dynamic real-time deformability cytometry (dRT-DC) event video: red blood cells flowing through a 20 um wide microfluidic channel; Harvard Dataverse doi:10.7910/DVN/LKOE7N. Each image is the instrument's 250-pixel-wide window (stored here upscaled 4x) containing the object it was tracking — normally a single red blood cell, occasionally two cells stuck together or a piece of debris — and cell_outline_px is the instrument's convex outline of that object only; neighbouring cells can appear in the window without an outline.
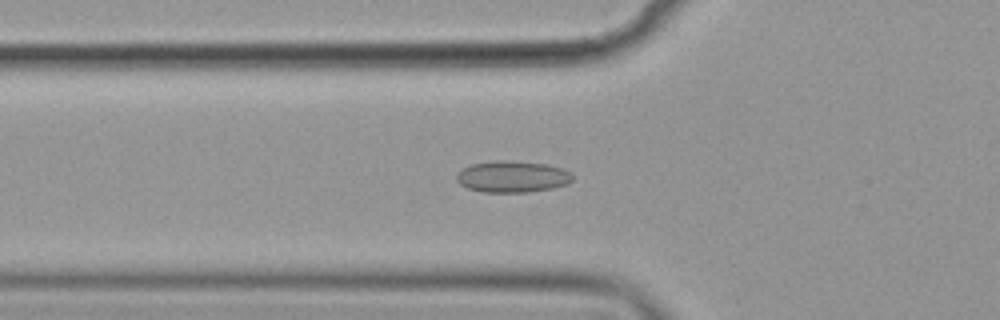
{"species": "common noctule bat (a hibernating species)", "species_latin": "Nyctalus noctula", "temperature_condition": "cold", "stored_images_in_passage": 46, "camera_frame_rate_fps": 3000, "um_per_image_px": 0.085, "animal": {"sex": "female", "body_mass_g": 19.9}, "frame": {"image": 1, "passage_image": 10, "time_ms": 3.0, "image_size_px": [1000, 320], "cell_outline_px": [[572, 180], [568, 184], [552, 188], [528, 192], [480, 192], [468, 188], [460, 184], [456, 180], [456, 172], [472, 164], [496, 160], [504, 160], [548, 164], [564, 168], [572, 172]], "centroid_in_image_um": [43.56, 15.01], "position_along_channel_um": 82.2, "area_um2": 21.5}}
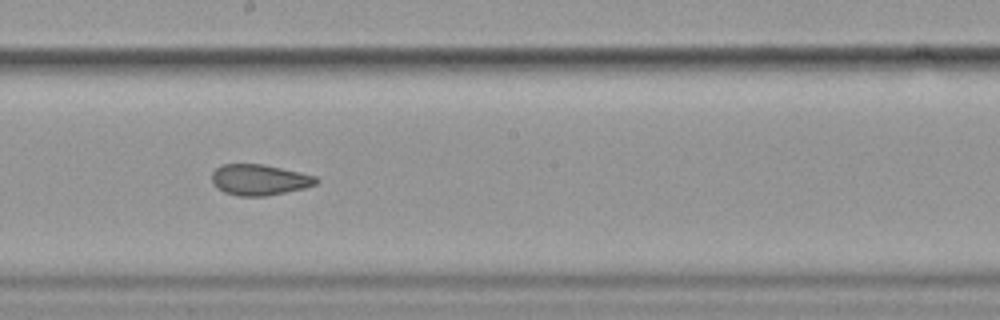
{"frame": {"image": 2, "passage_image": 22, "time_ms": 7.0, "image_size_px": [1000, 320], "cell_outline_px": [[320, 180], [316, 184], [304, 188], [264, 196], [236, 196], [224, 192], [216, 188], [212, 184], [212, 172], [216, 168], [224, 164], [264, 164], [300, 172], [316, 176]], "centroid_in_image_um": [22.03, 15.28], "position_along_channel_um": 226.2, "area_um2": 18.84}}
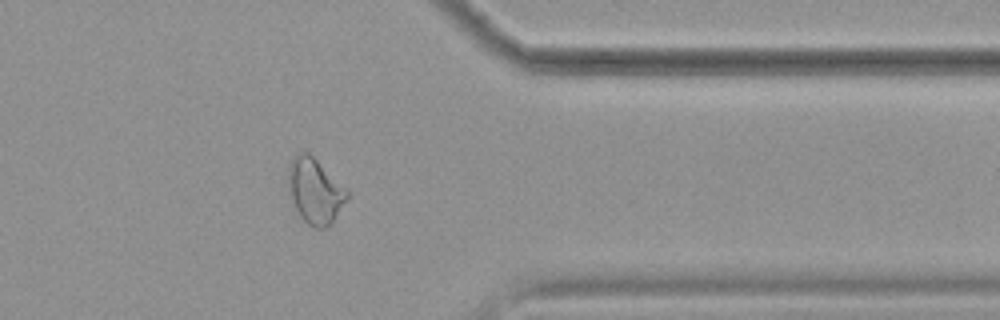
{"frame": {"image": 3, "passage_image": 36, "time_ms": 11.667, "image_size_px": [1000, 320], "cell_outline_px": [[348, 196], [332, 224], [324, 228], [316, 228], [308, 224], [300, 216], [296, 208], [288, 184], [288, 164], [292, 156], [300, 152], [308, 152], [348, 188]], "centroid_in_image_um": [26.79, 16.2], "position_along_channel_um": 384.6, "area_um2": 22.31}, "authors_computed_cell_mechanics": {"area_um2": 20.5768, "velocity_mm_per_s": 3.5907, "shape_relaxation_time_tau1_ms": null, "shape_relaxation_time_tau2_ms": 2.1447, "deformation_change_tau1": null, "deformation_change_tau2": 0.0758}}